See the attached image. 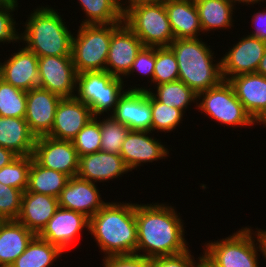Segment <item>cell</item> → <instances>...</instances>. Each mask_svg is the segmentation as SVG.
I'll return each instance as SVG.
<instances>
[{"instance_id":"45","label":"cell","mask_w":266,"mask_h":267,"mask_svg":"<svg viewBox=\"0 0 266 267\" xmlns=\"http://www.w3.org/2000/svg\"><path fill=\"white\" fill-rule=\"evenodd\" d=\"M256 73L266 77V50H265L264 55L260 61V64H259V67H258Z\"/></svg>"},{"instance_id":"25","label":"cell","mask_w":266,"mask_h":267,"mask_svg":"<svg viewBox=\"0 0 266 267\" xmlns=\"http://www.w3.org/2000/svg\"><path fill=\"white\" fill-rule=\"evenodd\" d=\"M35 236L18 220H0V267H10Z\"/></svg>"},{"instance_id":"26","label":"cell","mask_w":266,"mask_h":267,"mask_svg":"<svg viewBox=\"0 0 266 267\" xmlns=\"http://www.w3.org/2000/svg\"><path fill=\"white\" fill-rule=\"evenodd\" d=\"M36 139L25 118L0 117V147L17 156H29L33 154Z\"/></svg>"},{"instance_id":"20","label":"cell","mask_w":266,"mask_h":267,"mask_svg":"<svg viewBox=\"0 0 266 267\" xmlns=\"http://www.w3.org/2000/svg\"><path fill=\"white\" fill-rule=\"evenodd\" d=\"M20 49L5 62H0V78L27 92L38 87V56L24 46Z\"/></svg>"},{"instance_id":"29","label":"cell","mask_w":266,"mask_h":267,"mask_svg":"<svg viewBox=\"0 0 266 267\" xmlns=\"http://www.w3.org/2000/svg\"><path fill=\"white\" fill-rule=\"evenodd\" d=\"M63 251L36 235L10 267H50Z\"/></svg>"},{"instance_id":"15","label":"cell","mask_w":266,"mask_h":267,"mask_svg":"<svg viewBox=\"0 0 266 267\" xmlns=\"http://www.w3.org/2000/svg\"><path fill=\"white\" fill-rule=\"evenodd\" d=\"M84 228L89 231L88 217L80 212L58 207L38 236L66 252Z\"/></svg>"},{"instance_id":"1","label":"cell","mask_w":266,"mask_h":267,"mask_svg":"<svg viewBox=\"0 0 266 267\" xmlns=\"http://www.w3.org/2000/svg\"><path fill=\"white\" fill-rule=\"evenodd\" d=\"M136 223L135 254L153 259L180 254L189 249L184 238L183 220L168 204H136Z\"/></svg>"},{"instance_id":"37","label":"cell","mask_w":266,"mask_h":267,"mask_svg":"<svg viewBox=\"0 0 266 267\" xmlns=\"http://www.w3.org/2000/svg\"><path fill=\"white\" fill-rule=\"evenodd\" d=\"M98 118L100 119V116L92 118L72 140L78 156L101 150V129Z\"/></svg>"},{"instance_id":"5","label":"cell","mask_w":266,"mask_h":267,"mask_svg":"<svg viewBox=\"0 0 266 267\" xmlns=\"http://www.w3.org/2000/svg\"><path fill=\"white\" fill-rule=\"evenodd\" d=\"M252 231L246 226L222 240L209 241L203 248V257L213 267H259L258 251L266 259V249L261 229Z\"/></svg>"},{"instance_id":"22","label":"cell","mask_w":266,"mask_h":267,"mask_svg":"<svg viewBox=\"0 0 266 267\" xmlns=\"http://www.w3.org/2000/svg\"><path fill=\"white\" fill-rule=\"evenodd\" d=\"M129 171L120 154L100 150L92 154L79 156L77 176L97 183V181L113 180Z\"/></svg>"},{"instance_id":"39","label":"cell","mask_w":266,"mask_h":267,"mask_svg":"<svg viewBox=\"0 0 266 267\" xmlns=\"http://www.w3.org/2000/svg\"><path fill=\"white\" fill-rule=\"evenodd\" d=\"M18 8V2L0 1V43H15L19 40V33L15 27L16 21L11 14Z\"/></svg>"},{"instance_id":"2","label":"cell","mask_w":266,"mask_h":267,"mask_svg":"<svg viewBox=\"0 0 266 267\" xmlns=\"http://www.w3.org/2000/svg\"><path fill=\"white\" fill-rule=\"evenodd\" d=\"M89 232L94 236L105 257L135 254L136 204L107 202L89 219Z\"/></svg>"},{"instance_id":"13","label":"cell","mask_w":266,"mask_h":267,"mask_svg":"<svg viewBox=\"0 0 266 267\" xmlns=\"http://www.w3.org/2000/svg\"><path fill=\"white\" fill-rule=\"evenodd\" d=\"M221 58L223 80L249 73H256L266 50V41L247 35Z\"/></svg>"},{"instance_id":"43","label":"cell","mask_w":266,"mask_h":267,"mask_svg":"<svg viewBox=\"0 0 266 267\" xmlns=\"http://www.w3.org/2000/svg\"><path fill=\"white\" fill-rule=\"evenodd\" d=\"M251 17H253L251 21L254 27L255 25L256 27L253 28V32H250V36L266 41V10L256 12Z\"/></svg>"},{"instance_id":"16","label":"cell","mask_w":266,"mask_h":267,"mask_svg":"<svg viewBox=\"0 0 266 267\" xmlns=\"http://www.w3.org/2000/svg\"><path fill=\"white\" fill-rule=\"evenodd\" d=\"M91 109L76 97L61 98L51 132L47 135L58 140L72 141L92 119Z\"/></svg>"},{"instance_id":"31","label":"cell","mask_w":266,"mask_h":267,"mask_svg":"<svg viewBox=\"0 0 266 267\" xmlns=\"http://www.w3.org/2000/svg\"><path fill=\"white\" fill-rule=\"evenodd\" d=\"M155 87L156 94L153 91L150 92L159 102L177 108L183 113H185L184 109L191 105L190 103H198V95L181 80L162 83Z\"/></svg>"},{"instance_id":"4","label":"cell","mask_w":266,"mask_h":267,"mask_svg":"<svg viewBox=\"0 0 266 267\" xmlns=\"http://www.w3.org/2000/svg\"><path fill=\"white\" fill-rule=\"evenodd\" d=\"M169 47L177 58L178 80L184 82L197 95L223 81L221 60L213 63L214 53L202 38L175 39Z\"/></svg>"},{"instance_id":"38","label":"cell","mask_w":266,"mask_h":267,"mask_svg":"<svg viewBox=\"0 0 266 267\" xmlns=\"http://www.w3.org/2000/svg\"><path fill=\"white\" fill-rule=\"evenodd\" d=\"M23 191L0 182V220H17L21 212Z\"/></svg>"},{"instance_id":"41","label":"cell","mask_w":266,"mask_h":267,"mask_svg":"<svg viewBox=\"0 0 266 267\" xmlns=\"http://www.w3.org/2000/svg\"><path fill=\"white\" fill-rule=\"evenodd\" d=\"M155 66V47L143 46L138 52L136 59L132 63L131 69L128 75H132L134 72H139L140 75H144L151 78V83H153V74Z\"/></svg>"},{"instance_id":"35","label":"cell","mask_w":266,"mask_h":267,"mask_svg":"<svg viewBox=\"0 0 266 267\" xmlns=\"http://www.w3.org/2000/svg\"><path fill=\"white\" fill-rule=\"evenodd\" d=\"M179 70L175 53L170 47H155L154 85L178 80Z\"/></svg>"},{"instance_id":"21","label":"cell","mask_w":266,"mask_h":267,"mask_svg":"<svg viewBox=\"0 0 266 267\" xmlns=\"http://www.w3.org/2000/svg\"><path fill=\"white\" fill-rule=\"evenodd\" d=\"M228 82L246 111L259 123L266 116V77L249 73L232 77Z\"/></svg>"},{"instance_id":"17","label":"cell","mask_w":266,"mask_h":267,"mask_svg":"<svg viewBox=\"0 0 266 267\" xmlns=\"http://www.w3.org/2000/svg\"><path fill=\"white\" fill-rule=\"evenodd\" d=\"M106 203L95 183L78 176L69 178L58 196L59 207L80 212L89 219Z\"/></svg>"},{"instance_id":"23","label":"cell","mask_w":266,"mask_h":267,"mask_svg":"<svg viewBox=\"0 0 266 267\" xmlns=\"http://www.w3.org/2000/svg\"><path fill=\"white\" fill-rule=\"evenodd\" d=\"M58 207V198L26 190L23 192L21 212L17 220L38 235Z\"/></svg>"},{"instance_id":"9","label":"cell","mask_w":266,"mask_h":267,"mask_svg":"<svg viewBox=\"0 0 266 267\" xmlns=\"http://www.w3.org/2000/svg\"><path fill=\"white\" fill-rule=\"evenodd\" d=\"M199 100L202 101L196 103V107L221 124L234 128L256 125L228 81L223 80L218 86L200 92Z\"/></svg>"},{"instance_id":"3","label":"cell","mask_w":266,"mask_h":267,"mask_svg":"<svg viewBox=\"0 0 266 267\" xmlns=\"http://www.w3.org/2000/svg\"><path fill=\"white\" fill-rule=\"evenodd\" d=\"M55 10L49 6L34 9L24 23V32L19 34V41L23 40L25 48L38 57L72 56L73 34Z\"/></svg>"},{"instance_id":"46","label":"cell","mask_w":266,"mask_h":267,"mask_svg":"<svg viewBox=\"0 0 266 267\" xmlns=\"http://www.w3.org/2000/svg\"><path fill=\"white\" fill-rule=\"evenodd\" d=\"M167 0H127L128 5H134L139 3H164Z\"/></svg>"},{"instance_id":"14","label":"cell","mask_w":266,"mask_h":267,"mask_svg":"<svg viewBox=\"0 0 266 267\" xmlns=\"http://www.w3.org/2000/svg\"><path fill=\"white\" fill-rule=\"evenodd\" d=\"M142 47L140 39L122 22L112 32L105 71L116 78H126Z\"/></svg>"},{"instance_id":"34","label":"cell","mask_w":266,"mask_h":267,"mask_svg":"<svg viewBox=\"0 0 266 267\" xmlns=\"http://www.w3.org/2000/svg\"><path fill=\"white\" fill-rule=\"evenodd\" d=\"M100 122L101 150L107 153L120 154L123 142L130 129L121 122L116 121L111 115Z\"/></svg>"},{"instance_id":"27","label":"cell","mask_w":266,"mask_h":267,"mask_svg":"<svg viewBox=\"0 0 266 267\" xmlns=\"http://www.w3.org/2000/svg\"><path fill=\"white\" fill-rule=\"evenodd\" d=\"M203 34L211 30L227 29L233 25L235 0H194Z\"/></svg>"},{"instance_id":"28","label":"cell","mask_w":266,"mask_h":267,"mask_svg":"<svg viewBox=\"0 0 266 267\" xmlns=\"http://www.w3.org/2000/svg\"><path fill=\"white\" fill-rule=\"evenodd\" d=\"M69 178L68 175L60 171L42 167L32 157L27 191L58 198Z\"/></svg>"},{"instance_id":"42","label":"cell","mask_w":266,"mask_h":267,"mask_svg":"<svg viewBox=\"0 0 266 267\" xmlns=\"http://www.w3.org/2000/svg\"><path fill=\"white\" fill-rule=\"evenodd\" d=\"M103 267H151V259L139 254L115 255L103 258Z\"/></svg>"},{"instance_id":"12","label":"cell","mask_w":266,"mask_h":267,"mask_svg":"<svg viewBox=\"0 0 266 267\" xmlns=\"http://www.w3.org/2000/svg\"><path fill=\"white\" fill-rule=\"evenodd\" d=\"M150 90L143 86L125 89L111 116L130 130L151 131Z\"/></svg>"},{"instance_id":"51","label":"cell","mask_w":266,"mask_h":267,"mask_svg":"<svg viewBox=\"0 0 266 267\" xmlns=\"http://www.w3.org/2000/svg\"><path fill=\"white\" fill-rule=\"evenodd\" d=\"M0 1H12V2H17L18 0H0Z\"/></svg>"},{"instance_id":"47","label":"cell","mask_w":266,"mask_h":267,"mask_svg":"<svg viewBox=\"0 0 266 267\" xmlns=\"http://www.w3.org/2000/svg\"><path fill=\"white\" fill-rule=\"evenodd\" d=\"M235 1H237L238 3H243V4H245L246 3V5H250V4H255V3H258V1H256V0H235Z\"/></svg>"},{"instance_id":"36","label":"cell","mask_w":266,"mask_h":267,"mask_svg":"<svg viewBox=\"0 0 266 267\" xmlns=\"http://www.w3.org/2000/svg\"><path fill=\"white\" fill-rule=\"evenodd\" d=\"M150 104L152 110L151 131L160 130L168 133L179 126L184 114L181 110L159 102L151 92Z\"/></svg>"},{"instance_id":"50","label":"cell","mask_w":266,"mask_h":267,"mask_svg":"<svg viewBox=\"0 0 266 267\" xmlns=\"http://www.w3.org/2000/svg\"><path fill=\"white\" fill-rule=\"evenodd\" d=\"M260 124H264L266 126V116L259 122Z\"/></svg>"},{"instance_id":"11","label":"cell","mask_w":266,"mask_h":267,"mask_svg":"<svg viewBox=\"0 0 266 267\" xmlns=\"http://www.w3.org/2000/svg\"><path fill=\"white\" fill-rule=\"evenodd\" d=\"M32 157L42 167L60 171L70 178L77 176L79 156L72 141L37 137Z\"/></svg>"},{"instance_id":"8","label":"cell","mask_w":266,"mask_h":267,"mask_svg":"<svg viewBox=\"0 0 266 267\" xmlns=\"http://www.w3.org/2000/svg\"><path fill=\"white\" fill-rule=\"evenodd\" d=\"M124 79L116 78L107 71H92L77 74L75 97L85 103L94 117L112 114L118 98L124 93ZM112 108V109H111ZM112 110V111H111Z\"/></svg>"},{"instance_id":"49","label":"cell","mask_w":266,"mask_h":267,"mask_svg":"<svg viewBox=\"0 0 266 267\" xmlns=\"http://www.w3.org/2000/svg\"><path fill=\"white\" fill-rule=\"evenodd\" d=\"M261 234H262V237H263V240H264V244H265V249H266V230H261Z\"/></svg>"},{"instance_id":"18","label":"cell","mask_w":266,"mask_h":267,"mask_svg":"<svg viewBox=\"0 0 266 267\" xmlns=\"http://www.w3.org/2000/svg\"><path fill=\"white\" fill-rule=\"evenodd\" d=\"M60 100V96L40 87L27 91L25 120L36 138L51 132Z\"/></svg>"},{"instance_id":"33","label":"cell","mask_w":266,"mask_h":267,"mask_svg":"<svg viewBox=\"0 0 266 267\" xmlns=\"http://www.w3.org/2000/svg\"><path fill=\"white\" fill-rule=\"evenodd\" d=\"M32 155L17 156L8 165L0 169V182L6 186L26 191Z\"/></svg>"},{"instance_id":"24","label":"cell","mask_w":266,"mask_h":267,"mask_svg":"<svg viewBox=\"0 0 266 267\" xmlns=\"http://www.w3.org/2000/svg\"><path fill=\"white\" fill-rule=\"evenodd\" d=\"M164 5L174 39L198 38L203 32L194 0H167Z\"/></svg>"},{"instance_id":"7","label":"cell","mask_w":266,"mask_h":267,"mask_svg":"<svg viewBox=\"0 0 266 267\" xmlns=\"http://www.w3.org/2000/svg\"><path fill=\"white\" fill-rule=\"evenodd\" d=\"M72 36L71 55L77 74L105 71L112 32L120 24H80Z\"/></svg>"},{"instance_id":"44","label":"cell","mask_w":266,"mask_h":267,"mask_svg":"<svg viewBox=\"0 0 266 267\" xmlns=\"http://www.w3.org/2000/svg\"><path fill=\"white\" fill-rule=\"evenodd\" d=\"M16 157L17 155L11 150L0 147V169L12 162Z\"/></svg>"},{"instance_id":"32","label":"cell","mask_w":266,"mask_h":267,"mask_svg":"<svg viewBox=\"0 0 266 267\" xmlns=\"http://www.w3.org/2000/svg\"><path fill=\"white\" fill-rule=\"evenodd\" d=\"M27 92L0 78V117L25 118Z\"/></svg>"},{"instance_id":"19","label":"cell","mask_w":266,"mask_h":267,"mask_svg":"<svg viewBox=\"0 0 266 267\" xmlns=\"http://www.w3.org/2000/svg\"><path fill=\"white\" fill-rule=\"evenodd\" d=\"M148 133L152 132L130 130L123 142L120 155L130 171L143 163L157 162L169 155L168 148Z\"/></svg>"},{"instance_id":"10","label":"cell","mask_w":266,"mask_h":267,"mask_svg":"<svg viewBox=\"0 0 266 267\" xmlns=\"http://www.w3.org/2000/svg\"><path fill=\"white\" fill-rule=\"evenodd\" d=\"M38 87L61 98L75 97L77 71L72 56L38 57Z\"/></svg>"},{"instance_id":"6","label":"cell","mask_w":266,"mask_h":267,"mask_svg":"<svg viewBox=\"0 0 266 267\" xmlns=\"http://www.w3.org/2000/svg\"><path fill=\"white\" fill-rule=\"evenodd\" d=\"M125 3H122L123 22L140 39L143 46L169 47L175 39L164 3Z\"/></svg>"},{"instance_id":"40","label":"cell","mask_w":266,"mask_h":267,"mask_svg":"<svg viewBox=\"0 0 266 267\" xmlns=\"http://www.w3.org/2000/svg\"><path fill=\"white\" fill-rule=\"evenodd\" d=\"M190 252L188 249L180 254L153 258L151 267H202L203 254L198 257L197 263Z\"/></svg>"},{"instance_id":"48","label":"cell","mask_w":266,"mask_h":267,"mask_svg":"<svg viewBox=\"0 0 266 267\" xmlns=\"http://www.w3.org/2000/svg\"><path fill=\"white\" fill-rule=\"evenodd\" d=\"M202 267H213V266L203 257Z\"/></svg>"},{"instance_id":"30","label":"cell","mask_w":266,"mask_h":267,"mask_svg":"<svg viewBox=\"0 0 266 267\" xmlns=\"http://www.w3.org/2000/svg\"><path fill=\"white\" fill-rule=\"evenodd\" d=\"M87 19L81 24H121L123 7L121 0H78Z\"/></svg>"}]
</instances>
